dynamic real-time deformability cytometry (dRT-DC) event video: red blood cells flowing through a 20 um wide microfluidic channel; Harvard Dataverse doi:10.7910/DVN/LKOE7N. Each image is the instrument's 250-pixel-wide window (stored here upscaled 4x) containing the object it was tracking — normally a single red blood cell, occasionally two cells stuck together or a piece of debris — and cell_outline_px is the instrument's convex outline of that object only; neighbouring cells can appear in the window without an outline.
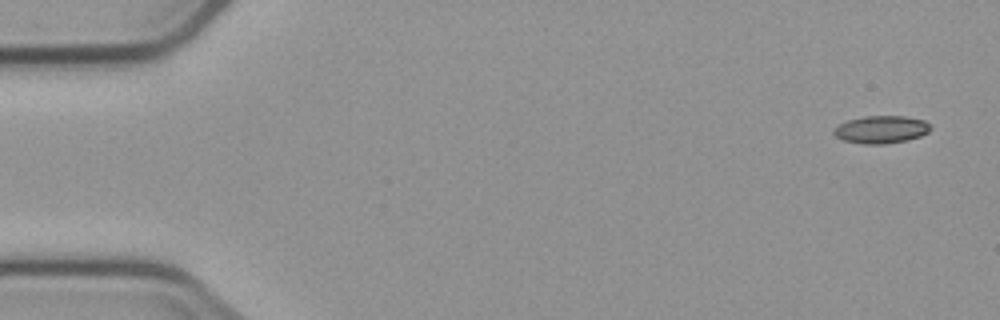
{"species": "common noctule bat (a hibernating species)", "species_latin": "Nyctalus noctula", "temperature_condition": "cold", "stored_images_in_passage": 3, "camera_frame_rate_fps": 3000, "um_per_image_px": 0.085, "animal": {"sex": "male", "body_mass_g": 23.1, "forearm_length_mm": 52.7}, "frame": {"image": 1, "passage_image": 1, "time_ms": 0.0, "image_size_px": [1000, 320], "cell_outline_px": [[932, 128], [928, 132], [920, 136], [908, 140], [884, 144], [864, 144], [844, 140], [836, 136], [832, 132], [840, 124], [848, 120], [864, 116], [904, 116], [924, 120]], "centroid_in_image_um": [74.92, 11.01], "position_along_channel_um": 10.1, "area_um2": 15.43}}